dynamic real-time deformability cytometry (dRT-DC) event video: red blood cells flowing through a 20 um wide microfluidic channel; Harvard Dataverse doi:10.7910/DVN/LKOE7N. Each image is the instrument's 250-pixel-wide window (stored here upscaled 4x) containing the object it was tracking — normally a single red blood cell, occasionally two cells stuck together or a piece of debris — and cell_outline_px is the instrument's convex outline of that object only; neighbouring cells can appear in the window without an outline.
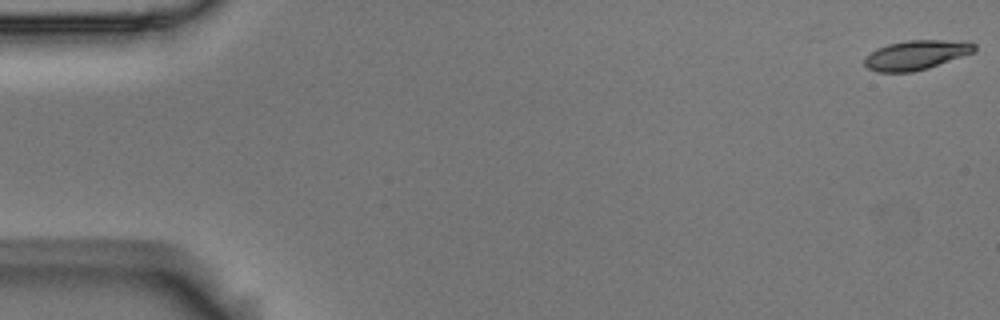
{"species": "Egyptian fruit bat (a non-hibernating species)", "species_latin": "Rousettus aegyptiacus", "temperature_condition": "room temperature", "stored_images_in_passage": 57, "camera_frame_rate_fps": 3000, "um_per_image_px": 0.085, "animal": {"sex": "male"}, "frame": {"image": 1, "passage_image": 1, "time_ms": 0.0, "image_size_px": [1000, 320], "cell_outline_px": [[976, 52], [928, 68], [912, 72], [876, 72], [868, 68], [864, 64], [864, 60], [876, 48], [888, 44], [908, 40], [968, 40], [976, 44]], "centroid_in_image_um": [77.94, 4.66], "position_along_channel_um": 7.1, "area_um2": 19.07}}
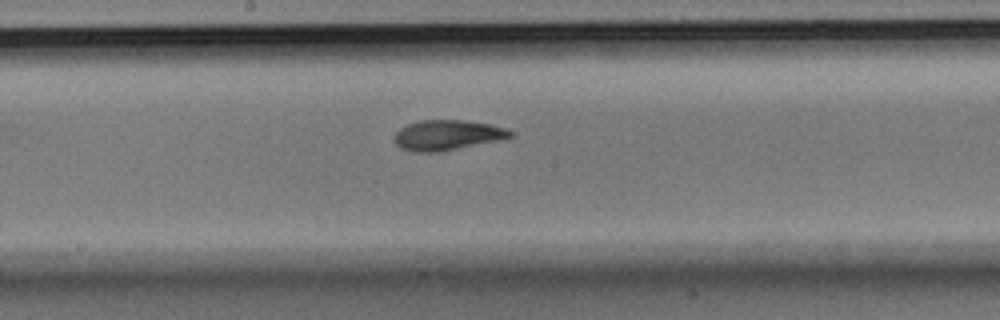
{"frame": {"image": 2, "passage_image": 30, "time_ms": 9.667, "image_size_px": [1000, 320], "cell_outline_px": [[512, 136], [504, 140], [440, 152], [412, 152], [400, 148], [392, 140], [396, 132], [400, 128], [408, 124], [420, 120], [464, 120], [488, 124], [504, 128], [512, 132]], "centroid_in_image_um": [38.0, 11.5], "position_along_channel_um": 210.2, "area_um2": 20.63}}
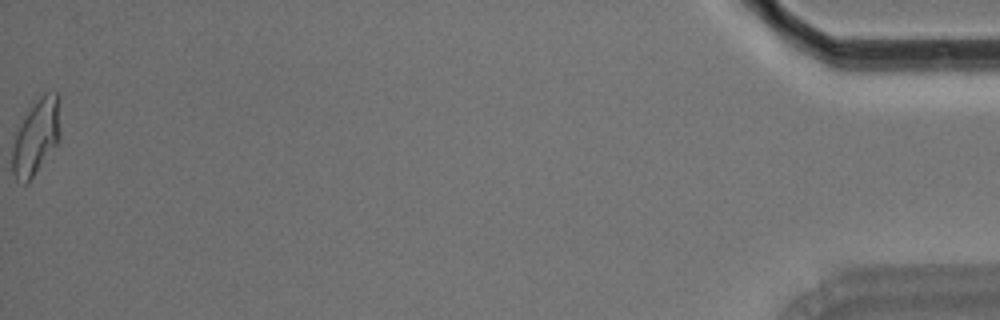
{"frame": {"image": 3, "passage_image": 57, "time_ms": 18.667, "image_size_px": [1000, 320], "cell_outline_px": [[60, 140], [32, 176], [24, 184], [16, 180], [12, 172], [12, 148], [16, 124], [40, 96], [44, 92], [56, 92], [60, 96]], "centroid_in_image_um": [3.06, 11.56], "position_along_channel_um": 432.1, "area_um2": 21.56}, "authors_computed_cell_mechanics": {"area_um2": 19.8254, "velocity_mm_per_s": 3.5715, "shape_relaxation_time_tau1_ms": 4.7688, "shape_relaxation_time_tau2_ms": 2.3436, "deformation_change_tau1": 0.1624, "deformation_change_tau2": 0.0724}}